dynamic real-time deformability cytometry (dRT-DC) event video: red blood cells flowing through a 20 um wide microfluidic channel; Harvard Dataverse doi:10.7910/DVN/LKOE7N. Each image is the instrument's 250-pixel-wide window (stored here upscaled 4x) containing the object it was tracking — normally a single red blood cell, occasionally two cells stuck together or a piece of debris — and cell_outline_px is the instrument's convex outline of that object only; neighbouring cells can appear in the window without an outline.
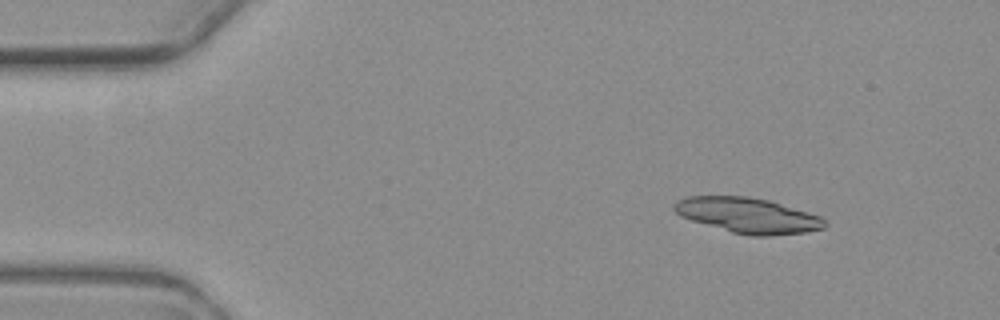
{"species": "common noctule bat (a hibernating species)", "species_latin": "Nyctalus noctula", "temperature_condition": "warm", "stored_images_in_passage": 5, "camera_frame_rate_fps": 3000, "um_per_image_px": 0.085, "animal": {"sex": "female", "body_mass_g": 19.3, "forearm_length_mm": 54.1}, "frame": {"image": 1, "passage_image": 2, "time_ms": 1.333, "image_size_px": [1000, 320], "cell_outline_px": [[828, 224], [824, 228], [808, 232], [772, 236], [748, 236], [732, 232], [692, 220], [680, 216], [672, 208], [672, 204], [688, 196], [748, 196], [768, 200], [808, 212], [820, 216]], "centroid_in_image_um": [63.59, 18.31], "position_along_channel_um": 21.4, "area_um2": 30.92}}